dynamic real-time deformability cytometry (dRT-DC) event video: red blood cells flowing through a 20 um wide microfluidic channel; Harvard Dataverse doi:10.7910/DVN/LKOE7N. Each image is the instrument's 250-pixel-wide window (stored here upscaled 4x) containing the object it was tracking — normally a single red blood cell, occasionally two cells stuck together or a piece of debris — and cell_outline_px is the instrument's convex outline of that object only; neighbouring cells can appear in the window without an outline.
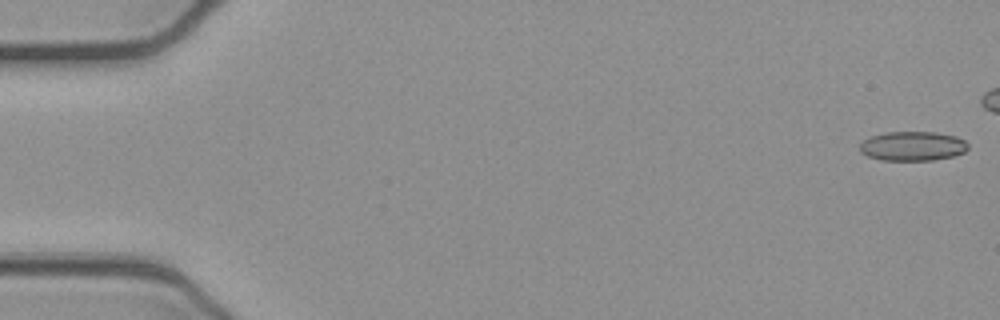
{"species": "common noctule bat (a hibernating species)", "species_latin": "Nyctalus noctula", "temperature_condition": "cold", "stored_images_in_passage": 43, "camera_frame_rate_fps": 3000, "um_per_image_px": 0.085, "animal": {"sex": "female", "body_mass_g": 21.9}, "frame": {"image": 1, "passage_image": 1, "time_ms": 0.0, "image_size_px": [1000, 320], "cell_outline_px": [[968, 148], [964, 152], [952, 156], [932, 160], [880, 160], [868, 156], [860, 152], [860, 144], [868, 136], [888, 132], [936, 132], [956, 136], [964, 140], [968, 144]], "centroid_in_image_um": [77.56, 12.41], "position_along_channel_um": 7.4, "area_um2": 18.55}}
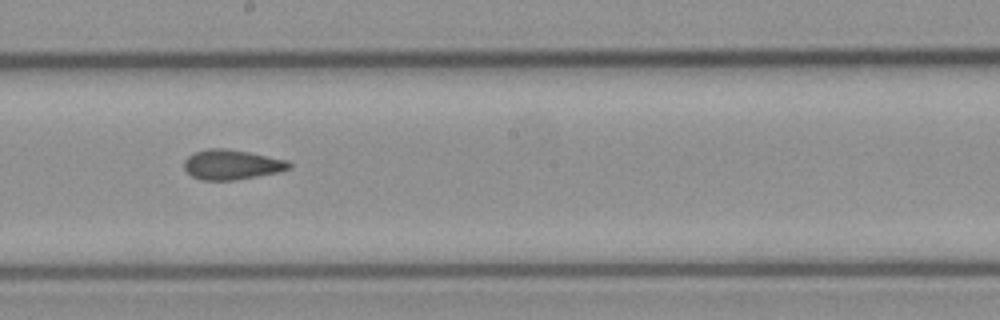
{"frame": {"image": 2, "passage_image": 29, "time_ms": 9.333, "image_size_px": [1000, 320], "cell_outline_px": [[292, 168], [280, 172], [236, 180], [204, 180], [192, 176], [184, 168], [184, 160], [188, 156], [196, 152], [208, 148], [224, 148], [248, 152], [288, 160], [292, 164]], "centroid_in_image_um": [19.73, 13.99], "position_along_channel_um": 228.5, "area_um2": 18.32}}
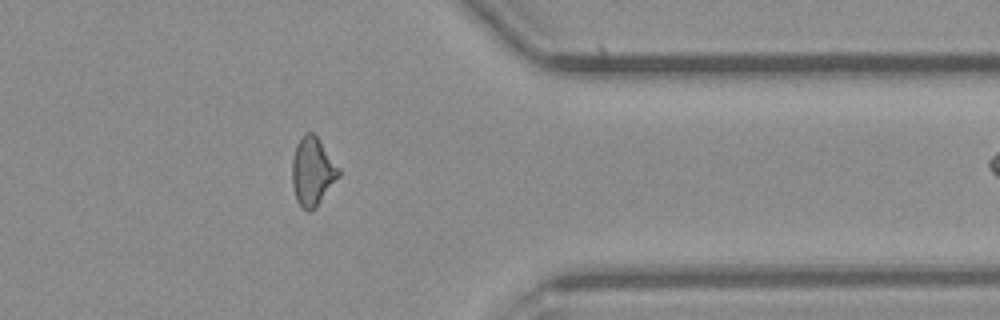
{"frame": {"image": 3, "passage_image": 42, "time_ms": 13.667, "image_size_px": [1000, 320], "cell_outline_px": [[340, 176], [316, 208], [308, 212], [296, 200], [292, 184], [292, 160], [296, 144], [304, 132], [312, 132], [320, 140], [340, 168]], "centroid_in_image_um": [26.57, 14.57], "position_along_channel_um": 384.8, "area_um2": 18.73}}